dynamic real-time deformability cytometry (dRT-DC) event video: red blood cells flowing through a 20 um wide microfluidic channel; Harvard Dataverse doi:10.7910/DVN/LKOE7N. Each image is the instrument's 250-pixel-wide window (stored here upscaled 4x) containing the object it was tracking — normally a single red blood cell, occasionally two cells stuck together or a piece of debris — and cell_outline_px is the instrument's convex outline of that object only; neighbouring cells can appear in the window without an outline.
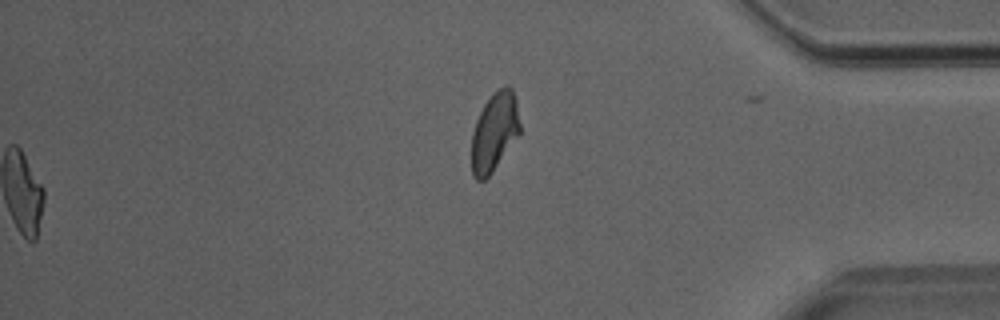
{"species": "Egyptian fruit bat (a non-hibernating species)", "species_latin": "Rousettus aegyptiacus", "temperature_condition": "room temperature", "stored_images_in_passage": 50, "segment_of_instrument_passage": [2, 2], "camera_frame_rate_fps": 3000, "um_per_image_px": 0.085, "animal": {"sex": "male"}, "frame": {"image": 1, "passage_image": 50, "time_ms": 16.333, "image_size_px": [1000, 320], "cell_outline_px": [[520, 132], [488, 176], [484, 180], [476, 180], [472, 176], [472, 132], [476, 120], [484, 104], [492, 92], [504, 84], [508, 84], [512, 88], [516, 100], [520, 124]], "centroid_in_image_um": [42.02, 11.14], "position_along_channel_um": 393.2, "area_um2": 22.02}}